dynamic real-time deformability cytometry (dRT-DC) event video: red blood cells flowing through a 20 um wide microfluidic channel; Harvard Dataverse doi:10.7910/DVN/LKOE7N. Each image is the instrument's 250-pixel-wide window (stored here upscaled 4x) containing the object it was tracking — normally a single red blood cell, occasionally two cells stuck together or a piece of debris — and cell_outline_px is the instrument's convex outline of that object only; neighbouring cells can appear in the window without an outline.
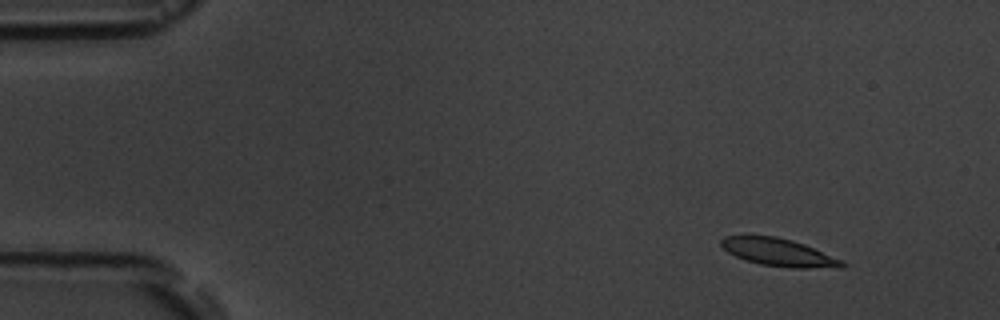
{"species": "common noctule bat (a hibernating species)", "species_latin": "Nyctalus noctula", "temperature_condition": "room temperature", "stored_images_in_passage": 5, "camera_frame_rate_fps": 3000, "um_per_image_px": 0.085, "animal": {"sex": "male", "body_mass_g": 19.5, "forearm_length_mm": 54.6}, "frame": {"image": 1, "passage_image": 2, "time_ms": 1.0, "image_size_px": [1000, 320], "cell_outline_px": [[848, 264], [840, 268], [792, 268], [760, 264], [744, 260], [728, 252], [720, 244], [720, 240], [724, 236], [776, 236], [792, 240], [804, 244], [844, 260]], "centroid_in_image_um": [66.24, 21.46], "position_along_channel_um": 18.8, "area_um2": 19.59}}